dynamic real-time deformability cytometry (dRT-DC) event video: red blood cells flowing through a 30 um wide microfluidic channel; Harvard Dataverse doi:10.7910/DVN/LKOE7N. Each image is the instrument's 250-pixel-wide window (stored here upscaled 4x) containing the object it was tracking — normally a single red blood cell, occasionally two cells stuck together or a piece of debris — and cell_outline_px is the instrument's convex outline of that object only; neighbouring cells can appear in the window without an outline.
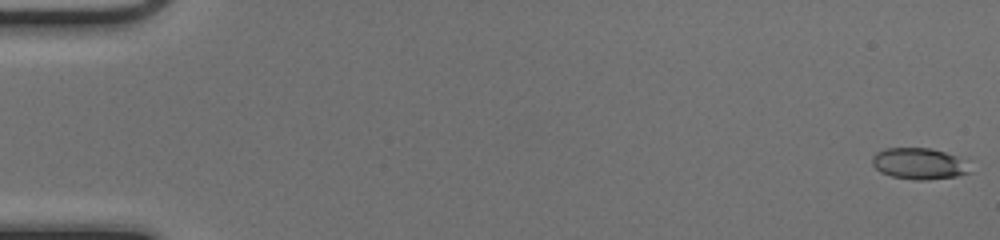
{"species": "common noctule bat (a hibernating species)", "species_latin": "Nyctalus noctula", "temperature_condition": "cold", "stored_images_in_passage": 51, "camera_frame_rate_fps": 3000, "um_per_image_px": 0.085, "animal": {"sex": "female", "body_mass_g": 17.0, "forearm_length_mm": 48.0}, "frame": {"image": 1, "passage_image": 1, "time_ms": 0.0, "image_size_px": [1000, 240], "cell_outline_px": [[972, 172], [956, 176], [924, 180], [912, 180], [892, 176], [880, 172], [872, 164], [872, 156], [876, 152], [884, 148], [932, 148], [956, 156]], "centroid_in_image_um": [78.05, 13.91], "position_along_channel_um": 7.0, "area_um2": 17.63}}
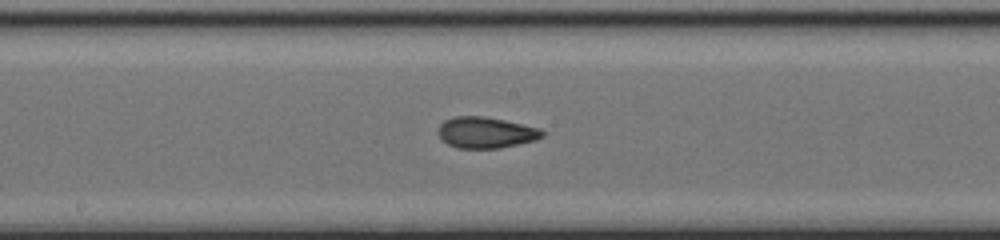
{"frame": {"image": 2, "passage_image": 28, "time_ms": 9.0, "image_size_px": [1000, 240], "cell_outline_px": [[548, 132], [544, 136], [536, 140], [500, 148], [456, 148], [448, 144], [436, 132], [440, 124], [444, 120], [456, 116], [484, 116], [504, 120], [540, 128]], "centroid_in_image_um": [41.32, 11.26], "position_along_channel_um": 206.9, "area_um2": 19.02}}
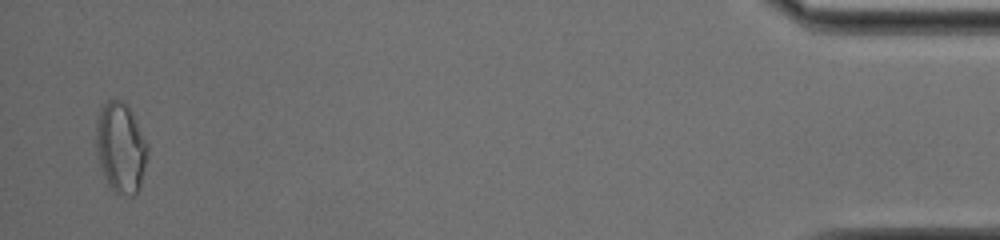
{"frame": {"image": 3, "passage_image": 50, "time_ms": 16.333, "image_size_px": [1000, 240], "cell_outline_px": [[148, 156], [140, 188], [132, 196], [128, 196], [116, 192], [108, 184], [104, 176], [100, 164], [96, 144], [96, 124], [100, 112], [104, 104], [108, 100], [120, 100], [128, 104], [148, 144]], "centroid_in_image_um": [10.29, 12.55], "position_along_channel_um": 424.9, "area_um2": 26.99}, "authors_computed_cell_mechanics": {"area_um2": 18.496, "velocity_mm_per_s": 4.1344, "shape_relaxation_time_tau1_ms": 3.9271, "shape_relaxation_time_tau2_ms": 1.3544, "deformation_change_tau1": 0.1664, "deformation_change_tau2": 0.0844}}